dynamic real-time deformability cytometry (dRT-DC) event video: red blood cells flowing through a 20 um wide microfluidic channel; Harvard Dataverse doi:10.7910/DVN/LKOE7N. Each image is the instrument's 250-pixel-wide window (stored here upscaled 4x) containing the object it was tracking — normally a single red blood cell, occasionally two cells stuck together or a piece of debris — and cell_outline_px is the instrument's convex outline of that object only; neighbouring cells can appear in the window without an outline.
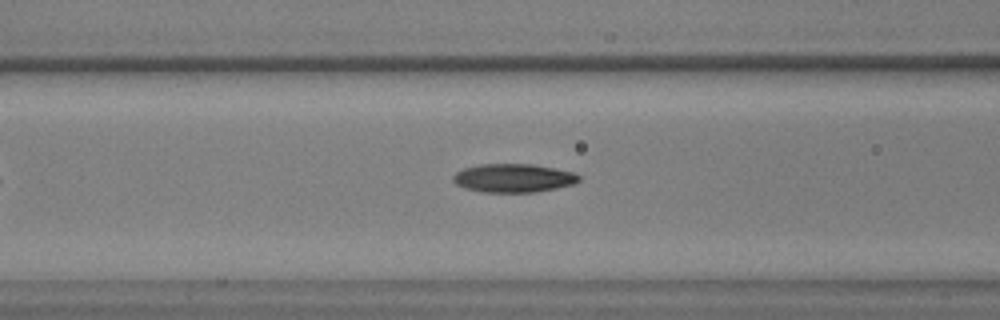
{"species": "common noctule bat (a hibernating species)", "species_latin": "Nyctalus noctula", "temperature_condition": "warm", "stored_images_in_passage": 46, "camera_frame_rate_fps": 3000, "um_per_image_px": 0.085, "animal": {"sex": "male", "body_mass_g": 17.9, "forearm_length_mm": 54.2}, "frame": {"image": 1, "passage_image": 17, "time_ms": 5.333, "image_size_px": [1000, 320], "cell_outline_px": [[580, 180], [576, 184], [536, 192], [484, 192], [464, 188], [456, 184], [452, 180], [452, 176], [456, 172], [464, 168], [480, 164], [532, 164], [576, 172], [580, 176]], "centroid_in_image_um": [43.66, 15.13], "position_along_channel_um": 122.9, "area_um2": 21.1}}
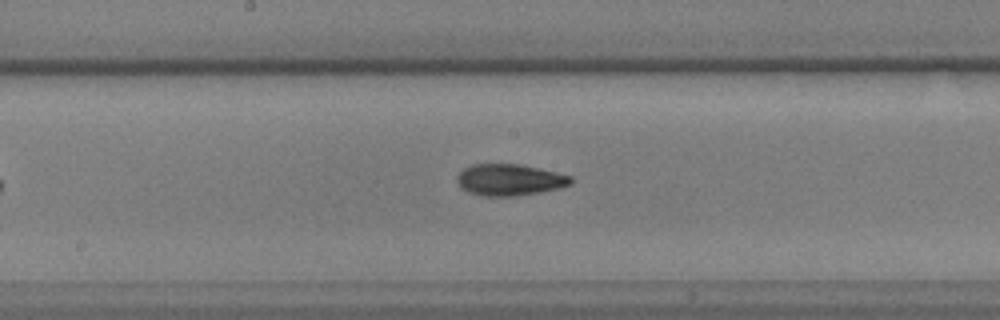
{"frame": {"image": 2, "passage_image": 24, "time_ms": 7.667, "image_size_px": [1000, 320], "cell_outline_px": [[572, 184], [560, 188], [540, 192], [516, 196], [484, 196], [468, 192], [460, 188], [456, 184], [456, 176], [464, 168], [472, 164], [520, 164], [556, 172], [572, 176]], "centroid_in_image_um": [43.29, 15.29], "position_along_channel_um": 204.9, "area_um2": 21.1}}
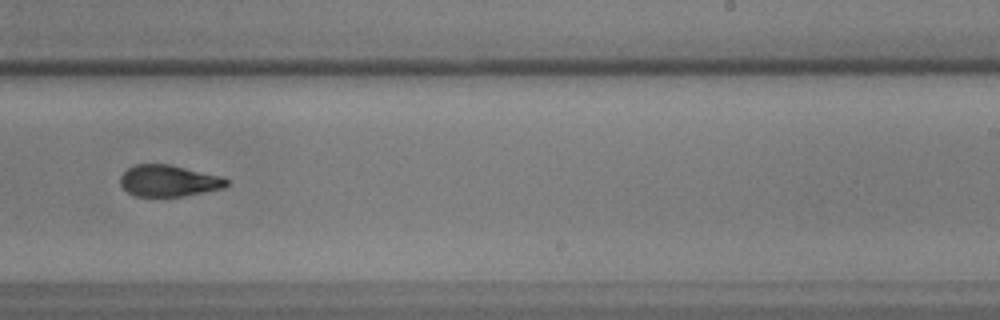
{"frame": {"image": 3, "passage_image": 30, "time_ms": 9.667, "image_size_px": [1000, 320], "cell_outline_px": [[228, 184], [224, 188], [184, 196], [136, 196], [128, 192], [120, 184], [120, 176], [128, 168], [136, 164], [168, 164], [224, 176], [228, 180]], "centroid_in_image_um": [14.36, 15.36], "position_along_channel_um": 274.6, "area_um2": 19.54}}